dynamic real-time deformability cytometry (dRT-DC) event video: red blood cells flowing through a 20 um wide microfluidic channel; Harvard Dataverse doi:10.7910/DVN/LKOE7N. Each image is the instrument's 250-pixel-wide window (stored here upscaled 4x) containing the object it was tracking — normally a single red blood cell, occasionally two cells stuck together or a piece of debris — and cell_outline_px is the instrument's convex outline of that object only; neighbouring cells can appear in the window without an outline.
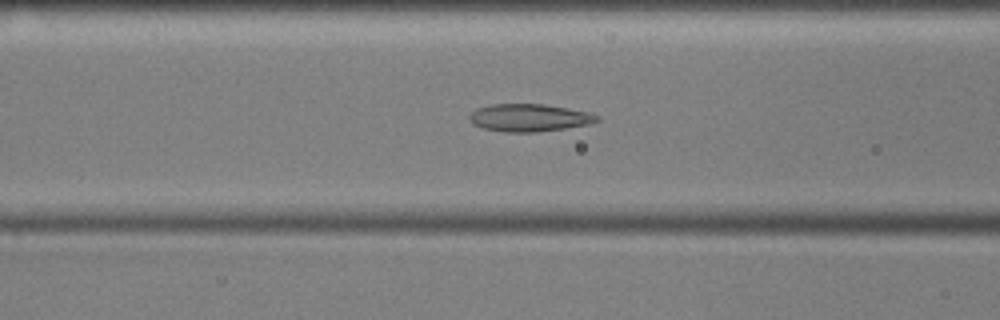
{"species": "common noctule bat (a hibernating species)", "species_latin": "Nyctalus noctula", "temperature_condition": "cold", "stored_images_in_passage": 52, "camera_frame_rate_fps": 3000, "um_per_image_px": 0.085, "animal": {"sex": "male", "body_mass_g": 17.9, "forearm_length_mm": 54.2}, "frame": {"image": 1, "passage_image": 18, "time_ms": 5.667, "image_size_px": [1000, 320], "cell_outline_px": [[600, 120], [588, 124], [564, 128], [536, 132], [504, 132], [484, 128], [472, 124], [468, 116], [476, 108], [492, 104], [544, 104], [568, 108], [588, 112], [600, 116]], "centroid_in_image_um": [44.97, 10.0], "position_along_channel_um": 121.6, "area_um2": 20.46}}
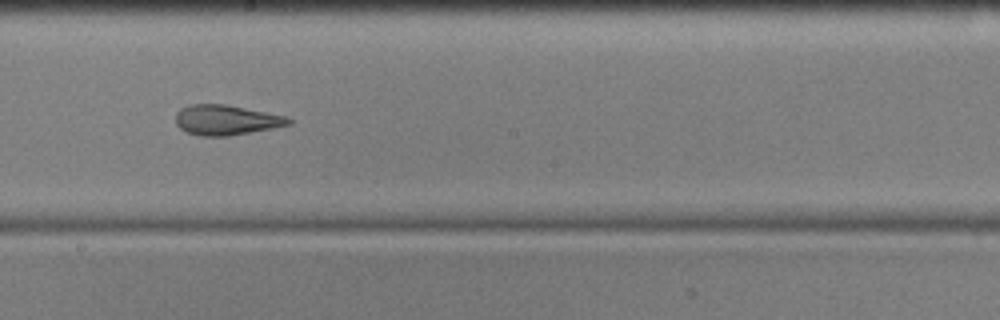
{"frame": {"image": 2, "passage_image": 27, "time_ms": 8.667, "image_size_px": [1000, 320], "cell_outline_px": [[292, 124], [272, 128], [228, 136], [200, 136], [188, 132], [180, 128], [176, 124], [176, 112], [180, 108], [192, 104], [224, 104], [288, 116], [292, 120]], "centroid_in_image_um": [19.23, 10.19], "position_along_channel_um": 229.0, "area_um2": 19.77}}
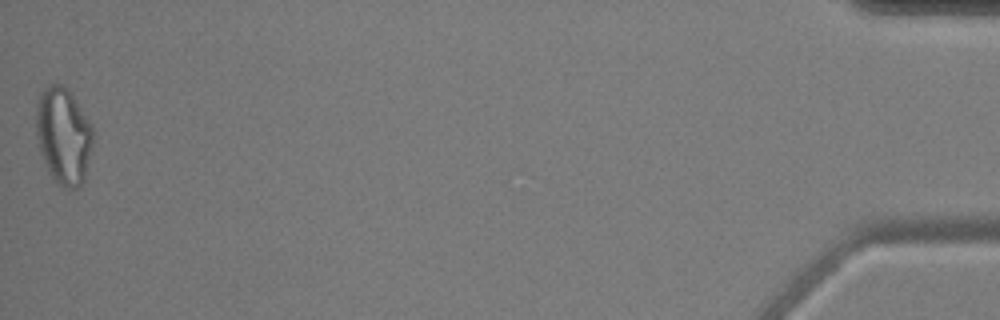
{"frame": {"image": 3, "passage_image": 52, "time_ms": 17.0, "image_size_px": [1000, 320], "cell_outline_px": [[92, 144], [84, 180], [76, 188], [64, 188], [56, 184], [48, 172], [40, 152], [36, 136], [36, 104], [40, 92], [44, 88], [52, 84], [60, 84], [68, 88], [92, 124]], "centroid_in_image_um": [5.37, 11.53], "position_along_channel_um": 429.8, "area_um2": 32.25}, "authors_computed_cell_mechanics": {"area_um2": 22.3686, "velocity_mm_per_s": 3.578, "shape_relaxation_time_tau1_ms": null, "shape_relaxation_time_tau2_ms": 2.4848, "deformation_change_tau1": null, "deformation_change_tau2": 0.1061}}